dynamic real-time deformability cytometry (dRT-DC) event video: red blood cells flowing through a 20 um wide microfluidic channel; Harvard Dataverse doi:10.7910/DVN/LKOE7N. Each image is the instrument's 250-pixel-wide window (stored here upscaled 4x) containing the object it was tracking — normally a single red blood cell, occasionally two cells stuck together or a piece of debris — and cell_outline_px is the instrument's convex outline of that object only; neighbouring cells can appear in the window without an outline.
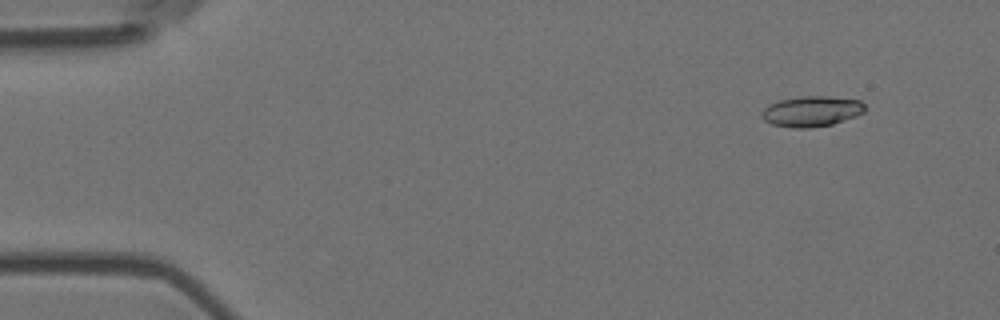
{"species": "Egyptian fruit bat (a non-hibernating species)", "species_latin": "Rousettus aegyptiacus", "temperature_condition": "room temperature", "stored_images_in_passage": 6, "camera_frame_rate_fps": 3000, "um_per_image_px": 0.085, "animal": {"sex": "female"}, "frame": {"image": 1, "passage_image": 2, "time_ms": 0.333, "image_size_px": [1000, 320], "cell_outline_px": [[864, 112], [856, 116], [832, 124], [808, 128], [792, 128], [772, 124], [764, 120], [760, 116], [760, 112], [768, 104], [780, 100], [800, 96], [824, 96], [860, 100], [864, 104]], "centroid_in_image_um": [68.94, 9.46], "position_along_channel_um": 16.1, "area_um2": 18.38}}